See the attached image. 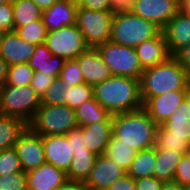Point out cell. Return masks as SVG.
<instances>
[{
  "label": "cell",
  "instance_id": "obj_26",
  "mask_svg": "<svg viewBox=\"0 0 190 190\" xmlns=\"http://www.w3.org/2000/svg\"><path fill=\"white\" fill-rule=\"evenodd\" d=\"M75 115L79 127L100 121H113V115L104 109L94 97L76 108Z\"/></svg>",
  "mask_w": 190,
  "mask_h": 190
},
{
  "label": "cell",
  "instance_id": "obj_6",
  "mask_svg": "<svg viewBox=\"0 0 190 190\" xmlns=\"http://www.w3.org/2000/svg\"><path fill=\"white\" fill-rule=\"evenodd\" d=\"M28 126L41 136L66 134L78 127L75 110L67 105L41 104Z\"/></svg>",
  "mask_w": 190,
  "mask_h": 190
},
{
  "label": "cell",
  "instance_id": "obj_27",
  "mask_svg": "<svg viewBox=\"0 0 190 190\" xmlns=\"http://www.w3.org/2000/svg\"><path fill=\"white\" fill-rule=\"evenodd\" d=\"M137 150L126 143L121 142V139L113 134L105 148L104 155L113 160L116 164L128 170L136 156Z\"/></svg>",
  "mask_w": 190,
  "mask_h": 190
},
{
  "label": "cell",
  "instance_id": "obj_38",
  "mask_svg": "<svg viewBox=\"0 0 190 190\" xmlns=\"http://www.w3.org/2000/svg\"><path fill=\"white\" fill-rule=\"evenodd\" d=\"M0 190H28L26 172L19 171L1 175Z\"/></svg>",
  "mask_w": 190,
  "mask_h": 190
},
{
  "label": "cell",
  "instance_id": "obj_40",
  "mask_svg": "<svg viewBox=\"0 0 190 190\" xmlns=\"http://www.w3.org/2000/svg\"><path fill=\"white\" fill-rule=\"evenodd\" d=\"M173 181L183 186L190 184V153L183 155L176 167Z\"/></svg>",
  "mask_w": 190,
  "mask_h": 190
},
{
  "label": "cell",
  "instance_id": "obj_2",
  "mask_svg": "<svg viewBox=\"0 0 190 190\" xmlns=\"http://www.w3.org/2000/svg\"><path fill=\"white\" fill-rule=\"evenodd\" d=\"M157 128L143 107L113 115L112 134L137 151L155 147Z\"/></svg>",
  "mask_w": 190,
  "mask_h": 190
},
{
  "label": "cell",
  "instance_id": "obj_37",
  "mask_svg": "<svg viewBox=\"0 0 190 190\" xmlns=\"http://www.w3.org/2000/svg\"><path fill=\"white\" fill-rule=\"evenodd\" d=\"M41 104L65 105V88H63L60 77H56L51 86L42 95Z\"/></svg>",
  "mask_w": 190,
  "mask_h": 190
},
{
  "label": "cell",
  "instance_id": "obj_33",
  "mask_svg": "<svg viewBox=\"0 0 190 190\" xmlns=\"http://www.w3.org/2000/svg\"><path fill=\"white\" fill-rule=\"evenodd\" d=\"M93 97V86L90 84L82 83L65 88V105L74 110Z\"/></svg>",
  "mask_w": 190,
  "mask_h": 190
},
{
  "label": "cell",
  "instance_id": "obj_9",
  "mask_svg": "<svg viewBox=\"0 0 190 190\" xmlns=\"http://www.w3.org/2000/svg\"><path fill=\"white\" fill-rule=\"evenodd\" d=\"M45 44L53 55L65 60L76 59L90 48L76 24L48 31Z\"/></svg>",
  "mask_w": 190,
  "mask_h": 190
},
{
  "label": "cell",
  "instance_id": "obj_18",
  "mask_svg": "<svg viewBox=\"0 0 190 190\" xmlns=\"http://www.w3.org/2000/svg\"><path fill=\"white\" fill-rule=\"evenodd\" d=\"M77 9V1L57 0L49 9L42 11V19L47 31H54L64 26L75 25Z\"/></svg>",
  "mask_w": 190,
  "mask_h": 190
},
{
  "label": "cell",
  "instance_id": "obj_17",
  "mask_svg": "<svg viewBox=\"0 0 190 190\" xmlns=\"http://www.w3.org/2000/svg\"><path fill=\"white\" fill-rule=\"evenodd\" d=\"M45 160L58 169L68 172L73 150L66 134L43 136Z\"/></svg>",
  "mask_w": 190,
  "mask_h": 190
},
{
  "label": "cell",
  "instance_id": "obj_10",
  "mask_svg": "<svg viewBox=\"0 0 190 190\" xmlns=\"http://www.w3.org/2000/svg\"><path fill=\"white\" fill-rule=\"evenodd\" d=\"M14 148L18 154L24 172L36 169L46 162L43 136L35 133L29 126L20 135Z\"/></svg>",
  "mask_w": 190,
  "mask_h": 190
},
{
  "label": "cell",
  "instance_id": "obj_8",
  "mask_svg": "<svg viewBox=\"0 0 190 190\" xmlns=\"http://www.w3.org/2000/svg\"><path fill=\"white\" fill-rule=\"evenodd\" d=\"M113 16L110 10H90L78 6L76 25L90 48L110 41Z\"/></svg>",
  "mask_w": 190,
  "mask_h": 190
},
{
  "label": "cell",
  "instance_id": "obj_51",
  "mask_svg": "<svg viewBox=\"0 0 190 190\" xmlns=\"http://www.w3.org/2000/svg\"><path fill=\"white\" fill-rule=\"evenodd\" d=\"M42 11L49 9L57 0H32Z\"/></svg>",
  "mask_w": 190,
  "mask_h": 190
},
{
  "label": "cell",
  "instance_id": "obj_28",
  "mask_svg": "<svg viewBox=\"0 0 190 190\" xmlns=\"http://www.w3.org/2000/svg\"><path fill=\"white\" fill-rule=\"evenodd\" d=\"M156 164V147L137 151L127 174L134 180L153 176Z\"/></svg>",
  "mask_w": 190,
  "mask_h": 190
},
{
  "label": "cell",
  "instance_id": "obj_49",
  "mask_svg": "<svg viewBox=\"0 0 190 190\" xmlns=\"http://www.w3.org/2000/svg\"><path fill=\"white\" fill-rule=\"evenodd\" d=\"M9 65L0 57V87L3 86L7 79Z\"/></svg>",
  "mask_w": 190,
  "mask_h": 190
},
{
  "label": "cell",
  "instance_id": "obj_53",
  "mask_svg": "<svg viewBox=\"0 0 190 190\" xmlns=\"http://www.w3.org/2000/svg\"><path fill=\"white\" fill-rule=\"evenodd\" d=\"M187 104H188V112H189V117H190V84L186 89V93H185V99H184Z\"/></svg>",
  "mask_w": 190,
  "mask_h": 190
},
{
  "label": "cell",
  "instance_id": "obj_48",
  "mask_svg": "<svg viewBox=\"0 0 190 190\" xmlns=\"http://www.w3.org/2000/svg\"><path fill=\"white\" fill-rule=\"evenodd\" d=\"M57 190H91L85 183L68 180Z\"/></svg>",
  "mask_w": 190,
  "mask_h": 190
},
{
  "label": "cell",
  "instance_id": "obj_7",
  "mask_svg": "<svg viewBox=\"0 0 190 190\" xmlns=\"http://www.w3.org/2000/svg\"><path fill=\"white\" fill-rule=\"evenodd\" d=\"M104 62L114 76L141 78L144 69L141 67L136 49L110 41L97 47Z\"/></svg>",
  "mask_w": 190,
  "mask_h": 190
},
{
  "label": "cell",
  "instance_id": "obj_36",
  "mask_svg": "<svg viewBox=\"0 0 190 190\" xmlns=\"http://www.w3.org/2000/svg\"><path fill=\"white\" fill-rule=\"evenodd\" d=\"M23 171L14 147L0 151V176Z\"/></svg>",
  "mask_w": 190,
  "mask_h": 190
},
{
  "label": "cell",
  "instance_id": "obj_43",
  "mask_svg": "<svg viewBox=\"0 0 190 190\" xmlns=\"http://www.w3.org/2000/svg\"><path fill=\"white\" fill-rule=\"evenodd\" d=\"M136 190H162L164 181L151 177H144L135 180Z\"/></svg>",
  "mask_w": 190,
  "mask_h": 190
},
{
  "label": "cell",
  "instance_id": "obj_25",
  "mask_svg": "<svg viewBox=\"0 0 190 190\" xmlns=\"http://www.w3.org/2000/svg\"><path fill=\"white\" fill-rule=\"evenodd\" d=\"M71 166L67 172L68 180L85 183L94 166L97 155L88 149L73 152Z\"/></svg>",
  "mask_w": 190,
  "mask_h": 190
},
{
  "label": "cell",
  "instance_id": "obj_15",
  "mask_svg": "<svg viewBox=\"0 0 190 190\" xmlns=\"http://www.w3.org/2000/svg\"><path fill=\"white\" fill-rule=\"evenodd\" d=\"M26 174L28 190H57L68 181L65 171L48 162Z\"/></svg>",
  "mask_w": 190,
  "mask_h": 190
},
{
  "label": "cell",
  "instance_id": "obj_14",
  "mask_svg": "<svg viewBox=\"0 0 190 190\" xmlns=\"http://www.w3.org/2000/svg\"><path fill=\"white\" fill-rule=\"evenodd\" d=\"M35 44L23 40L15 31L0 34V57L10 66L28 63L35 51Z\"/></svg>",
  "mask_w": 190,
  "mask_h": 190
},
{
  "label": "cell",
  "instance_id": "obj_35",
  "mask_svg": "<svg viewBox=\"0 0 190 190\" xmlns=\"http://www.w3.org/2000/svg\"><path fill=\"white\" fill-rule=\"evenodd\" d=\"M58 77L62 79L63 88L85 83L77 59L66 60Z\"/></svg>",
  "mask_w": 190,
  "mask_h": 190
},
{
  "label": "cell",
  "instance_id": "obj_20",
  "mask_svg": "<svg viewBox=\"0 0 190 190\" xmlns=\"http://www.w3.org/2000/svg\"><path fill=\"white\" fill-rule=\"evenodd\" d=\"M171 55L190 45V16L178 13L162 29Z\"/></svg>",
  "mask_w": 190,
  "mask_h": 190
},
{
  "label": "cell",
  "instance_id": "obj_23",
  "mask_svg": "<svg viewBox=\"0 0 190 190\" xmlns=\"http://www.w3.org/2000/svg\"><path fill=\"white\" fill-rule=\"evenodd\" d=\"M183 155L171 151V149H158L156 147V164L153 176L164 182L173 181L176 167Z\"/></svg>",
  "mask_w": 190,
  "mask_h": 190
},
{
  "label": "cell",
  "instance_id": "obj_46",
  "mask_svg": "<svg viewBox=\"0 0 190 190\" xmlns=\"http://www.w3.org/2000/svg\"><path fill=\"white\" fill-rule=\"evenodd\" d=\"M78 6L90 10H110V0H78Z\"/></svg>",
  "mask_w": 190,
  "mask_h": 190
},
{
  "label": "cell",
  "instance_id": "obj_29",
  "mask_svg": "<svg viewBox=\"0 0 190 190\" xmlns=\"http://www.w3.org/2000/svg\"><path fill=\"white\" fill-rule=\"evenodd\" d=\"M13 5L14 31L34 20L42 18V10L32 0H11Z\"/></svg>",
  "mask_w": 190,
  "mask_h": 190
},
{
  "label": "cell",
  "instance_id": "obj_45",
  "mask_svg": "<svg viewBox=\"0 0 190 190\" xmlns=\"http://www.w3.org/2000/svg\"><path fill=\"white\" fill-rule=\"evenodd\" d=\"M172 57L190 74V45L180 48Z\"/></svg>",
  "mask_w": 190,
  "mask_h": 190
},
{
  "label": "cell",
  "instance_id": "obj_39",
  "mask_svg": "<svg viewBox=\"0 0 190 190\" xmlns=\"http://www.w3.org/2000/svg\"><path fill=\"white\" fill-rule=\"evenodd\" d=\"M14 31L12 1L0 5V34Z\"/></svg>",
  "mask_w": 190,
  "mask_h": 190
},
{
  "label": "cell",
  "instance_id": "obj_16",
  "mask_svg": "<svg viewBox=\"0 0 190 190\" xmlns=\"http://www.w3.org/2000/svg\"><path fill=\"white\" fill-rule=\"evenodd\" d=\"M76 59L86 84L94 86L112 76L110 68L104 62L97 48H89Z\"/></svg>",
  "mask_w": 190,
  "mask_h": 190
},
{
  "label": "cell",
  "instance_id": "obj_41",
  "mask_svg": "<svg viewBox=\"0 0 190 190\" xmlns=\"http://www.w3.org/2000/svg\"><path fill=\"white\" fill-rule=\"evenodd\" d=\"M54 79L55 78L49 74L36 71L33 73L31 87L41 98L46 90L51 86Z\"/></svg>",
  "mask_w": 190,
  "mask_h": 190
},
{
  "label": "cell",
  "instance_id": "obj_13",
  "mask_svg": "<svg viewBox=\"0 0 190 190\" xmlns=\"http://www.w3.org/2000/svg\"><path fill=\"white\" fill-rule=\"evenodd\" d=\"M186 90L168 91L165 94L149 97L143 108L158 125L164 123L185 99Z\"/></svg>",
  "mask_w": 190,
  "mask_h": 190
},
{
  "label": "cell",
  "instance_id": "obj_34",
  "mask_svg": "<svg viewBox=\"0 0 190 190\" xmlns=\"http://www.w3.org/2000/svg\"><path fill=\"white\" fill-rule=\"evenodd\" d=\"M33 73L34 70L28 63L10 65L5 84L15 86L31 85Z\"/></svg>",
  "mask_w": 190,
  "mask_h": 190
},
{
  "label": "cell",
  "instance_id": "obj_12",
  "mask_svg": "<svg viewBox=\"0 0 190 190\" xmlns=\"http://www.w3.org/2000/svg\"><path fill=\"white\" fill-rule=\"evenodd\" d=\"M127 174V170L108 159L104 154L96 157L85 184L91 190H107L110 185Z\"/></svg>",
  "mask_w": 190,
  "mask_h": 190
},
{
  "label": "cell",
  "instance_id": "obj_21",
  "mask_svg": "<svg viewBox=\"0 0 190 190\" xmlns=\"http://www.w3.org/2000/svg\"><path fill=\"white\" fill-rule=\"evenodd\" d=\"M113 121H100L81 127L86 148L95 155H103L112 136Z\"/></svg>",
  "mask_w": 190,
  "mask_h": 190
},
{
  "label": "cell",
  "instance_id": "obj_11",
  "mask_svg": "<svg viewBox=\"0 0 190 190\" xmlns=\"http://www.w3.org/2000/svg\"><path fill=\"white\" fill-rule=\"evenodd\" d=\"M178 11L179 0H136L133 13L163 29Z\"/></svg>",
  "mask_w": 190,
  "mask_h": 190
},
{
  "label": "cell",
  "instance_id": "obj_19",
  "mask_svg": "<svg viewBox=\"0 0 190 190\" xmlns=\"http://www.w3.org/2000/svg\"><path fill=\"white\" fill-rule=\"evenodd\" d=\"M135 49L143 69L161 64L172 56L169 52L163 31L156 37L142 42Z\"/></svg>",
  "mask_w": 190,
  "mask_h": 190
},
{
  "label": "cell",
  "instance_id": "obj_24",
  "mask_svg": "<svg viewBox=\"0 0 190 190\" xmlns=\"http://www.w3.org/2000/svg\"><path fill=\"white\" fill-rule=\"evenodd\" d=\"M28 124L14 116L0 114V151L14 147Z\"/></svg>",
  "mask_w": 190,
  "mask_h": 190
},
{
  "label": "cell",
  "instance_id": "obj_4",
  "mask_svg": "<svg viewBox=\"0 0 190 190\" xmlns=\"http://www.w3.org/2000/svg\"><path fill=\"white\" fill-rule=\"evenodd\" d=\"M161 31L155 23L134 13H120L112 18L110 40L135 48L142 42L156 37Z\"/></svg>",
  "mask_w": 190,
  "mask_h": 190
},
{
  "label": "cell",
  "instance_id": "obj_50",
  "mask_svg": "<svg viewBox=\"0 0 190 190\" xmlns=\"http://www.w3.org/2000/svg\"><path fill=\"white\" fill-rule=\"evenodd\" d=\"M162 190H184V186L175 181L164 182Z\"/></svg>",
  "mask_w": 190,
  "mask_h": 190
},
{
  "label": "cell",
  "instance_id": "obj_32",
  "mask_svg": "<svg viewBox=\"0 0 190 190\" xmlns=\"http://www.w3.org/2000/svg\"><path fill=\"white\" fill-rule=\"evenodd\" d=\"M15 32L25 41L39 45L46 41L47 28L44 25L43 19L34 20L31 23L18 27Z\"/></svg>",
  "mask_w": 190,
  "mask_h": 190
},
{
  "label": "cell",
  "instance_id": "obj_44",
  "mask_svg": "<svg viewBox=\"0 0 190 190\" xmlns=\"http://www.w3.org/2000/svg\"><path fill=\"white\" fill-rule=\"evenodd\" d=\"M136 0H110V11L113 15L120 13H133Z\"/></svg>",
  "mask_w": 190,
  "mask_h": 190
},
{
  "label": "cell",
  "instance_id": "obj_30",
  "mask_svg": "<svg viewBox=\"0 0 190 190\" xmlns=\"http://www.w3.org/2000/svg\"><path fill=\"white\" fill-rule=\"evenodd\" d=\"M162 125L170 131V135L187 136V141L190 143V117L187 102L183 100Z\"/></svg>",
  "mask_w": 190,
  "mask_h": 190
},
{
  "label": "cell",
  "instance_id": "obj_52",
  "mask_svg": "<svg viewBox=\"0 0 190 190\" xmlns=\"http://www.w3.org/2000/svg\"><path fill=\"white\" fill-rule=\"evenodd\" d=\"M179 11L190 16V0H179Z\"/></svg>",
  "mask_w": 190,
  "mask_h": 190
},
{
  "label": "cell",
  "instance_id": "obj_22",
  "mask_svg": "<svg viewBox=\"0 0 190 190\" xmlns=\"http://www.w3.org/2000/svg\"><path fill=\"white\" fill-rule=\"evenodd\" d=\"M65 61L64 58L53 55L47 45L43 43L36 45L35 51L28 61V65L34 72L46 73L56 78L64 67Z\"/></svg>",
  "mask_w": 190,
  "mask_h": 190
},
{
  "label": "cell",
  "instance_id": "obj_55",
  "mask_svg": "<svg viewBox=\"0 0 190 190\" xmlns=\"http://www.w3.org/2000/svg\"><path fill=\"white\" fill-rule=\"evenodd\" d=\"M184 190H190V184L184 186Z\"/></svg>",
  "mask_w": 190,
  "mask_h": 190
},
{
  "label": "cell",
  "instance_id": "obj_31",
  "mask_svg": "<svg viewBox=\"0 0 190 190\" xmlns=\"http://www.w3.org/2000/svg\"><path fill=\"white\" fill-rule=\"evenodd\" d=\"M155 147L171 149V151L184 155L190 153V143L187 141V136L170 135V131L162 124L158 125L157 128Z\"/></svg>",
  "mask_w": 190,
  "mask_h": 190
},
{
  "label": "cell",
  "instance_id": "obj_47",
  "mask_svg": "<svg viewBox=\"0 0 190 190\" xmlns=\"http://www.w3.org/2000/svg\"><path fill=\"white\" fill-rule=\"evenodd\" d=\"M107 190H136L135 180L128 174L110 185Z\"/></svg>",
  "mask_w": 190,
  "mask_h": 190
},
{
  "label": "cell",
  "instance_id": "obj_5",
  "mask_svg": "<svg viewBox=\"0 0 190 190\" xmlns=\"http://www.w3.org/2000/svg\"><path fill=\"white\" fill-rule=\"evenodd\" d=\"M41 105L40 96L31 85L0 87V114L14 116L29 124Z\"/></svg>",
  "mask_w": 190,
  "mask_h": 190
},
{
  "label": "cell",
  "instance_id": "obj_1",
  "mask_svg": "<svg viewBox=\"0 0 190 190\" xmlns=\"http://www.w3.org/2000/svg\"><path fill=\"white\" fill-rule=\"evenodd\" d=\"M93 96L111 115L143 107L140 80L131 77L112 75L93 86Z\"/></svg>",
  "mask_w": 190,
  "mask_h": 190
},
{
  "label": "cell",
  "instance_id": "obj_54",
  "mask_svg": "<svg viewBox=\"0 0 190 190\" xmlns=\"http://www.w3.org/2000/svg\"><path fill=\"white\" fill-rule=\"evenodd\" d=\"M11 0H0V5L10 2Z\"/></svg>",
  "mask_w": 190,
  "mask_h": 190
},
{
  "label": "cell",
  "instance_id": "obj_42",
  "mask_svg": "<svg viewBox=\"0 0 190 190\" xmlns=\"http://www.w3.org/2000/svg\"><path fill=\"white\" fill-rule=\"evenodd\" d=\"M66 137L68 142L71 144L73 152L85 151V149H87L84 144V133L81 127L78 126L71 129L68 133H66Z\"/></svg>",
  "mask_w": 190,
  "mask_h": 190
},
{
  "label": "cell",
  "instance_id": "obj_3",
  "mask_svg": "<svg viewBox=\"0 0 190 190\" xmlns=\"http://www.w3.org/2000/svg\"><path fill=\"white\" fill-rule=\"evenodd\" d=\"M190 74L172 56L165 62L144 69L140 78V96L144 103L168 91L186 90Z\"/></svg>",
  "mask_w": 190,
  "mask_h": 190
}]
</instances>
